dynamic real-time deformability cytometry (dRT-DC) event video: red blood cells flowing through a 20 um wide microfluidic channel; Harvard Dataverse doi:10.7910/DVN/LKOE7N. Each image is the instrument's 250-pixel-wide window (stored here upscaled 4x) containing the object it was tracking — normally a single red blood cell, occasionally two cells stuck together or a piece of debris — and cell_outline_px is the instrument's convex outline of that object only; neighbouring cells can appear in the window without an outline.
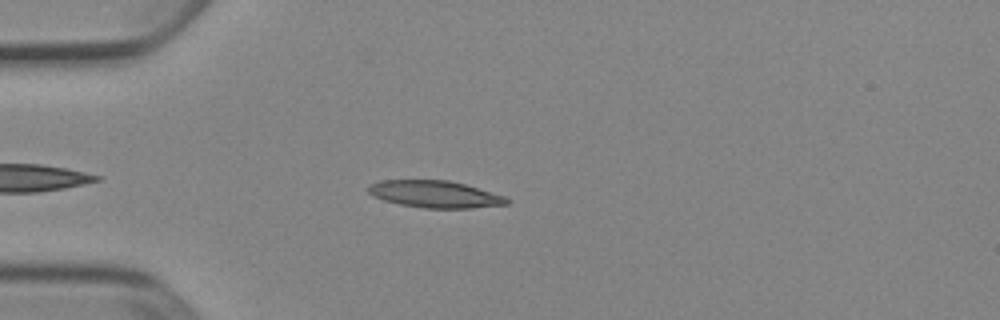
{"species": "Egyptian fruit bat (a non-hibernating species)", "species_latin": "Rousettus aegyptiacus", "temperature_condition": "cold", "stored_images_in_passage": 44, "camera_frame_rate_fps": 3000, "um_per_image_px": 0.085, "animal": {"sex": "female"}, "frame": {"image": 1, "passage_image": 6, "time_ms": 1.667, "image_size_px": [1000, 320], "cell_outline_px": [[508, 204], [472, 208], [424, 208], [400, 204], [384, 200], [372, 196], [368, 192], [368, 184], [380, 180], [448, 180], [464, 184], [504, 196], [508, 200]], "centroid_in_image_um": [36.91, 16.5], "position_along_channel_um": 48.1, "area_um2": 21.68}}
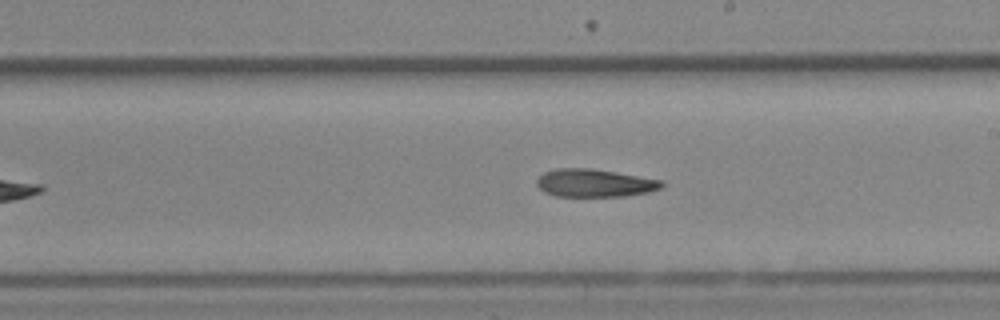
{"frame": {"image": 2, "passage_image": 22, "time_ms": 7.0, "image_size_px": [1000, 320], "cell_outline_px": [[664, 184], [660, 188], [648, 192], [624, 196], [556, 196], [544, 192], [536, 184], [536, 180], [544, 172], [556, 168], [592, 168], [664, 180]], "centroid_in_image_um": [50.54, 15.55], "position_along_channel_um": 238.5, "area_um2": 20.35}}
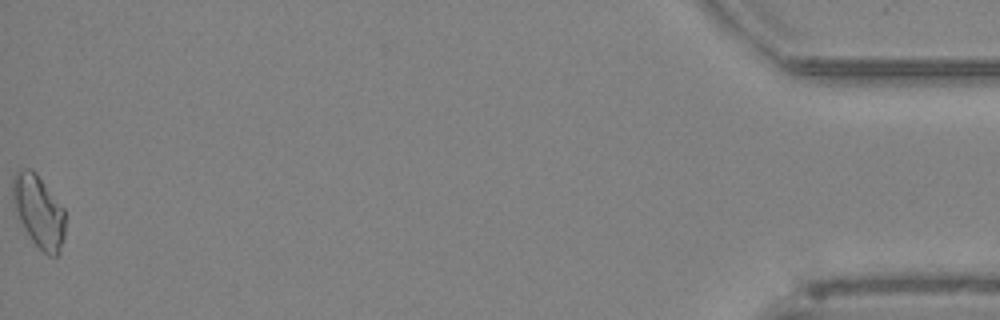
{"frame": {"image": 3, "passage_image": 44, "time_ms": 14.333, "image_size_px": [1000, 320], "cell_outline_px": [[64, 240], [60, 252], [56, 256], [48, 256], [32, 240], [24, 228], [16, 212], [12, 200], [12, 176], [20, 168], [32, 168], [36, 172], [64, 208]], "centroid_in_image_um": [3.28, 17.93], "position_along_channel_um": 431.9, "area_um2": 22.25}, "authors_computed_cell_mechanics": {"area_um2": 20.7791, "velocity_mm_per_s": 3.9091, "shape_relaxation_time_tau1_ms": 9.9366, "shape_relaxation_time_tau2_ms": null, "deformation_change_tau1": 0.2135, "deformation_change_tau2": null}}